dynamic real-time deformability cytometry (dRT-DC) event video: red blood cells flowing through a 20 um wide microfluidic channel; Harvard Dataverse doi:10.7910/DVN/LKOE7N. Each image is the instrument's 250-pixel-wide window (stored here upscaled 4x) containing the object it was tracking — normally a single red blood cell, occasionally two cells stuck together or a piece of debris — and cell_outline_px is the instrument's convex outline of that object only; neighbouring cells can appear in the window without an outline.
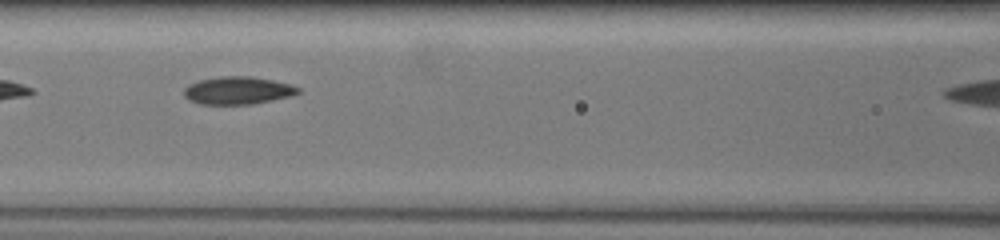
{"species": "common noctule bat (a hibernating species)", "species_latin": "Nyctalus noctula", "temperature_condition": "warm", "stored_images_in_passage": 10, "camera_frame_rate_fps": 3000, "um_per_image_px": 0.085, "animal": {"sex": "female", "body_mass_g": 19.5, "forearm_length_mm": 54.1}, "frame": {"image": 1, "passage_image": 7, "time_ms": 3.0, "image_size_px": [1000, 240], "cell_outline_px": [[300, 92], [288, 96], [252, 104], [204, 104], [192, 100], [184, 92], [192, 84], [200, 80], [220, 76], [252, 76], [272, 80], [288, 84], [296, 88]], "centroid_in_image_um": [20.24, 7.68], "position_along_channel_um": 146.4, "area_um2": 17.63}}